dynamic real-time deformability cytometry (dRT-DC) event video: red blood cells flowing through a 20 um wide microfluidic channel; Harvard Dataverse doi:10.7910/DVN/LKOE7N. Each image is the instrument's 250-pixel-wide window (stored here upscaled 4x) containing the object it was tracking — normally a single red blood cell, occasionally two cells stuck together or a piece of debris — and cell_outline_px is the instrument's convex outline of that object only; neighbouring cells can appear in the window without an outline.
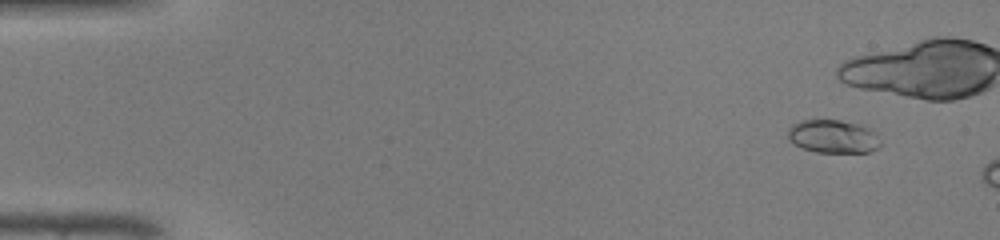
{"species": "common noctule bat (a hibernating species)", "species_latin": "Nyctalus noctula", "temperature_condition": "warm", "stored_images_in_passage": 9, "camera_frame_rate_fps": 3000, "um_per_image_px": 0.085, "animal": {"sex": "male", "body_mass_g": 19.0, "forearm_length_mm": 50.8}, "frame": {"image": 1, "passage_image": 4, "time_ms": 1.0, "image_size_px": [1000, 240], "cell_outline_px": [[880, 148], [868, 152], [816, 152], [804, 148], [788, 140], [788, 128], [792, 124], [804, 120], [840, 120], [856, 124], [868, 128], [880, 140]], "centroid_in_image_um": [70.79, 11.61], "position_along_channel_um": 14.2, "area_um2": 17.69}}